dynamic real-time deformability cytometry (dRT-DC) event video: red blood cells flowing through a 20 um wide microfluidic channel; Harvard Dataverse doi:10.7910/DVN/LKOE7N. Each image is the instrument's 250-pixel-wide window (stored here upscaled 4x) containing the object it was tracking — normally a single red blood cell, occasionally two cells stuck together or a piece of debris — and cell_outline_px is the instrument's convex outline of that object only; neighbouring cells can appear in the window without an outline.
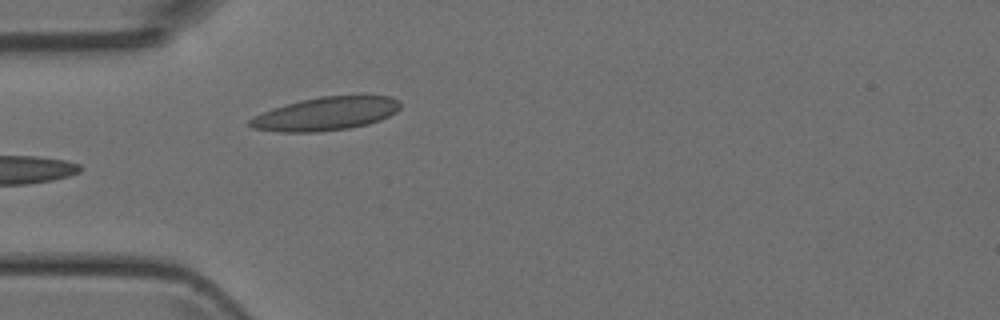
{"species": "Egyptian fruit bat (a non-hibernating species)", "species_latin": "Rousettus aegyptiacus", "temperature_condition": "room temperature", "stored_images_in_passage": 4, "camera_frame_rate_fps": 3000, "um_per_image_px": 0.085, "animal": {"sex": "female"}, "frame": {"image": 1, "passage_image": 4, "time_ms": 3.667, "image_size_px": [1000, 320], "cell_outline_px": [[400, 108], [396, 112], [380, 120], [368, 124], [348, 128], [320, 132], [276, 132], [252, 128], [248, 124], [248, 120], [252, 116], [272, 108], [284, 104], [300, 100], [320, 96], [360, 92], [364, 92], [388, 96], [400, 100]], "centroid_in_image_um": [27.74, 9.62], "position_along_channel_um": 57.3, "area_um2": 30.46}}